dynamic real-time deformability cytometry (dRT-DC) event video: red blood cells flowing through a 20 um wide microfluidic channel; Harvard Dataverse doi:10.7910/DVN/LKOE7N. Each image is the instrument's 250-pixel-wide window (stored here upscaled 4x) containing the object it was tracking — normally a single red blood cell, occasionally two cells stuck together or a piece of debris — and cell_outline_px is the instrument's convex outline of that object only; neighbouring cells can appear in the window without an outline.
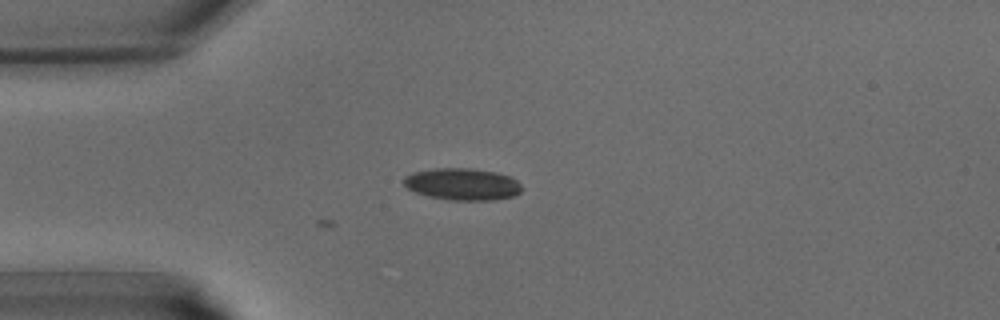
{"species": "common noctule bat (a hibernating species)", "species_latin": "Nyctalus noctula", "temperature_condition": "warm", "stored_images_in_passage": 3, "camera_frame_rate_fps": 3000, "um_per_image_px": 0.085, "animal": {"sex": "male", "body_mass_g": 15.6}, "frame": {"image": 1, "passage_image": 1, "time_ms": 0.0, "image_size_px": [1000, 320], "cell_outline_px": [[524, 188], [520, 192], [512, 196], [492, 200], [448, 200], [428, 196], [416, 192], [408, 188], [404, 184], [404, 176], [412, 172], [436, 168], [468, 168], [496, 172], [512, 176]], "centroid_in_image_um": [39.32, 15.65], "position_along_channel_um": 45.7, "area_um2": 22.02}}